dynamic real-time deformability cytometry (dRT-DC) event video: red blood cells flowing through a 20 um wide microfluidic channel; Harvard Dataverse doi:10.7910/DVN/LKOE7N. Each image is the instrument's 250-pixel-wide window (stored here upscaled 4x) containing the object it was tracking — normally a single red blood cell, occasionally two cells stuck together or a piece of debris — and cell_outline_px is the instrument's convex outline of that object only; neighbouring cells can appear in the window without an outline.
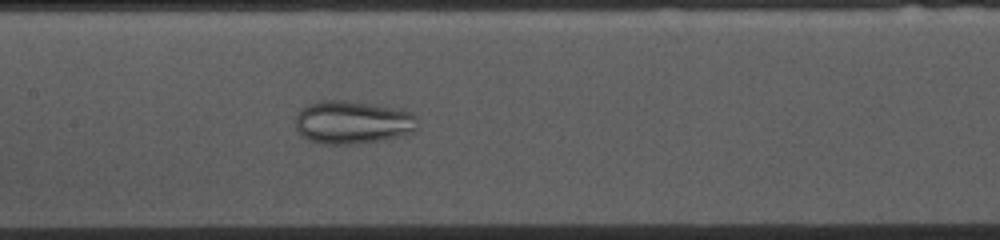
{"species": "common noctule bat (a hibernating species)", "species_latin": "Nyctalus noctula", "temperature_condition": "cold", "stored_images_in_passage": 53, "camera_frame_rate_fps": 3000, "um_per_image_px": 0.085, "animal": {"sex": "female", "body_mass_g": 10.0, "forearm_length_mm": 53.1}, "frame": {"image": 1, "passage_image": 24, "time_ms": 7.667, "image_size_px": [1000, 240], "cell_outline_px": [[420, 128], [416, 132], [384, 140], [352, 144], [324, 144], [308, 140], [300, 136], [296, 128], [296, 112], [300, 108], [308, 104], [324, 100], [340, 100], [368, 104], [412, 112], [416, 116]], "centroid_in_image_um": [29.96, 10.42], "position_along_channel_um": 177.4, "area_um2": 30.92}}
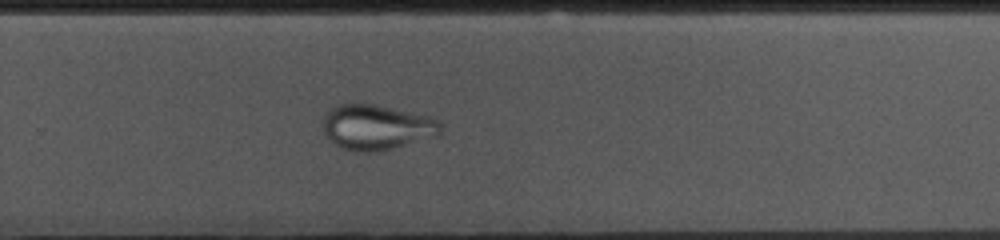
{"frame": {"image": 2, "passage_image": 34, "time_ms": 11.0, "image_size_px": [1000, 240], "cell_outline_px": [[440, 132], [436, 136], [392, 148], [376, 152], [356, 152], [340, 148], [324, 132], [324, 116], [328, 108], [340, 104], [376, 104], [428, 116], [440, 120]], "centroid_in_image_um": [32.0, 10.81], "position_along_channel_um": 297.8, "area_um2": 30.81}}
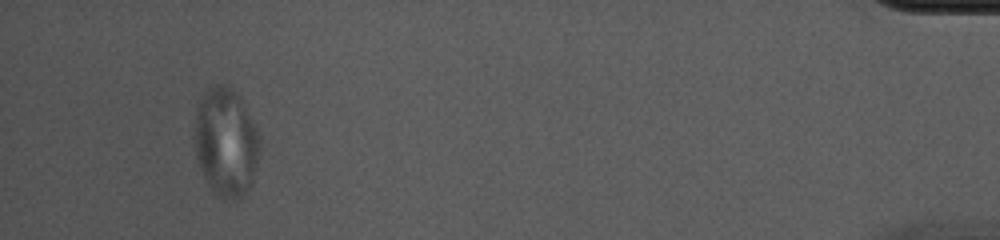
{"frame": {"image": 3, "passage_image": 50, "time_ms": 16.333, "image_size_px": [1000, 240], "cell_outline_px": [[260, 152], [252, 188], [240, 200], [224, 200], [212, 192], [200, 168], [196, 156], [196, 108], [200, 96], [208, 88], [216, 84], [224, 84], [232, 88], [240, 96], [260, 136]], "centroid_in_image_um": [19.24, 12.13], "position_along_channel_um": 416.0, "area_um2": 41.91}}